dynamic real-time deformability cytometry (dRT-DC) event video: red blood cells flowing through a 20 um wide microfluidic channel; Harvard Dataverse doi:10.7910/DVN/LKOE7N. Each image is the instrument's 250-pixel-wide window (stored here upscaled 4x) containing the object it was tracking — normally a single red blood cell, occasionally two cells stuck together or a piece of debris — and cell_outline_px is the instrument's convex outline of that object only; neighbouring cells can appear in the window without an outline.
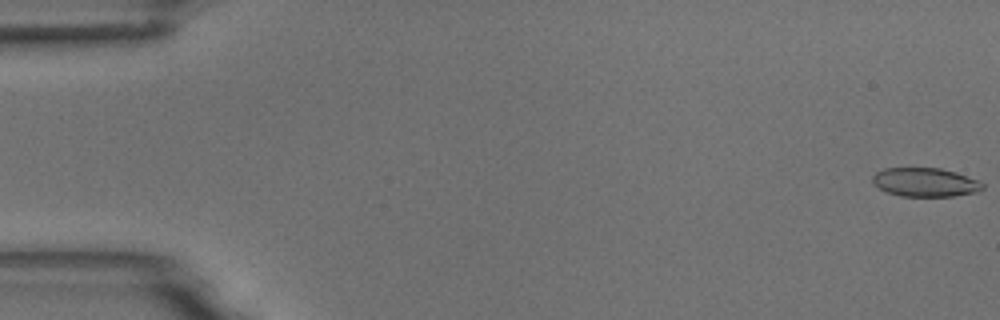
{"species": "common noctule bat (a hibernating species)", "species_latin": "Nyctalus noctula", "temperature_condition": "room temperature", "stored_images_in_passage": 5, "camera_frame_rate_fps": 3000, "um_per_image_px": 0.085, "animal": {"sex": "male", "body_mass_g": 18.8}, "frame": {"image": 1, "passage_image": 1, "time_ms": 0.0, "image_size_px": [1000, 320], "cell_outline_px": [[984, 188], [976, 192], [952, 196], [900, 196], [888, 192], [872, 184], [872, 176], [876, 172], [884, 168], [940, 168], [956, 172], [980, 180], [984, 184]], "centroid_in_image_um": [78.65, 15.48], "position_along_channel_um": 6.4, "area_um2": 18.55}}